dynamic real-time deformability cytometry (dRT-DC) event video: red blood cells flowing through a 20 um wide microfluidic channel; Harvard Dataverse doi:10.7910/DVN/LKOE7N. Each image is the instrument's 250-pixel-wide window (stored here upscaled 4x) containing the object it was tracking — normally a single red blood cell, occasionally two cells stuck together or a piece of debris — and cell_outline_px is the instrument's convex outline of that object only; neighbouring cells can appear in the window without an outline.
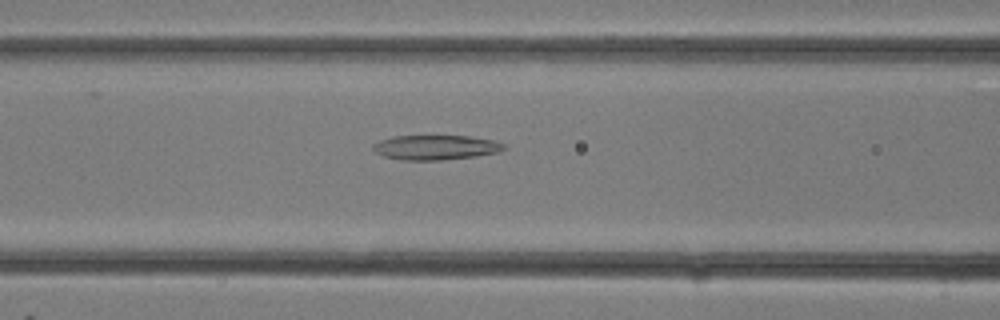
{"species": "common noctule bat (a hibernating species)", "species_latin": "Nyctalus noctula", "temperature_condition": "room temperature", "stored_images_in_passage": 25, "camera_frame_rate_fps": 3000, "um_per_image_px": 0.085, "animal": {"sex": "female"}, "frame": {"image": 1, "passage_image": 7, "time_ms": 2.0, "image_size_px": [1000, 320], "cell_outline_px": [[508, 148], [500, 152], [476, 156], [440, 160], [400, 160], [384, 156], [376, 152], [372, 148], [372, 144], [380, 140], [392, 136], [468, 136], [496, 140], [504, 144]], "centroid_in_image_um": [37.06, 12.53], "position_along_channel_um": 129.5, "area_um2": 19.02}}
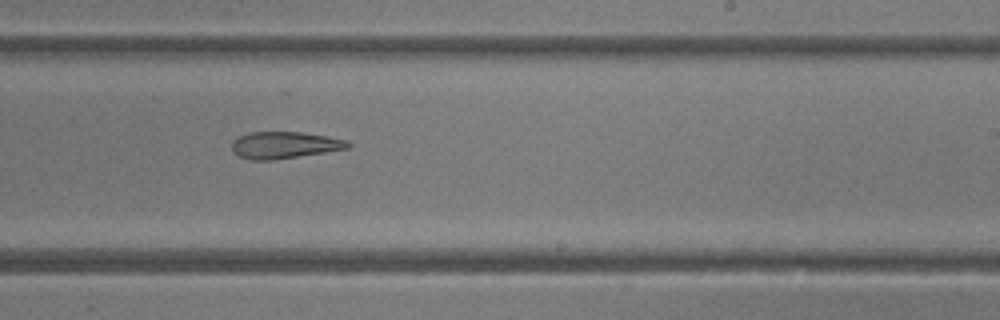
{"frame": {"image": 2, "passage_image": 13, "time_ms": 4.0, "image_size_px": [1000, 320], "cell_outline_px": [[352, 144], [348, 148], [324, 152], [272, 160], [252, 160], [240, 156], [232, 152], [232, 140], [236, 136], [248, 132], [300, 132], [328, 136], [348, 140]], "centroid_in_image_um": [24.14, 12.32], "position_along_channel_um": 264.9, "area_um2": 18.21}}
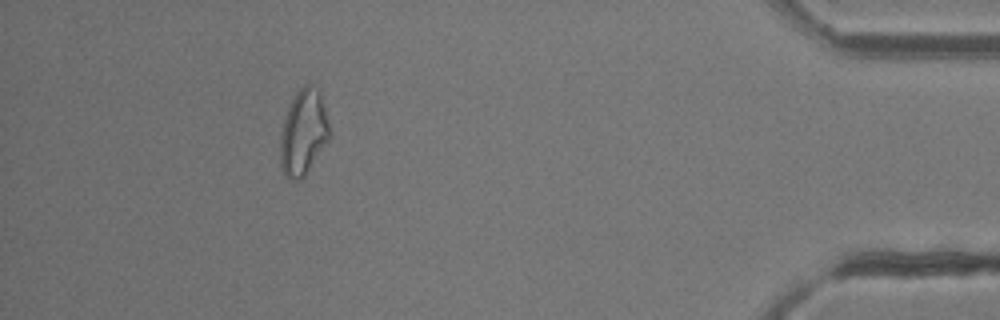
{"frame": {"image": 3, "passage_image": 22, "time_ms": 7.0, "image_size_px": [1000, 320], "cell_outline_px": [[328, 140], [304, 176], [300, 180], [288, 180], [284, 176], [280, 164], [280, 136], [284, 120], [288, 108], [296, 92], [304, 84], [312, 84], [320, 88], [328, 124]], "centroid_in_image_um": [25.76, 11.25], "position_along_channel_um": 409.4, "area_um2": 24.39}}